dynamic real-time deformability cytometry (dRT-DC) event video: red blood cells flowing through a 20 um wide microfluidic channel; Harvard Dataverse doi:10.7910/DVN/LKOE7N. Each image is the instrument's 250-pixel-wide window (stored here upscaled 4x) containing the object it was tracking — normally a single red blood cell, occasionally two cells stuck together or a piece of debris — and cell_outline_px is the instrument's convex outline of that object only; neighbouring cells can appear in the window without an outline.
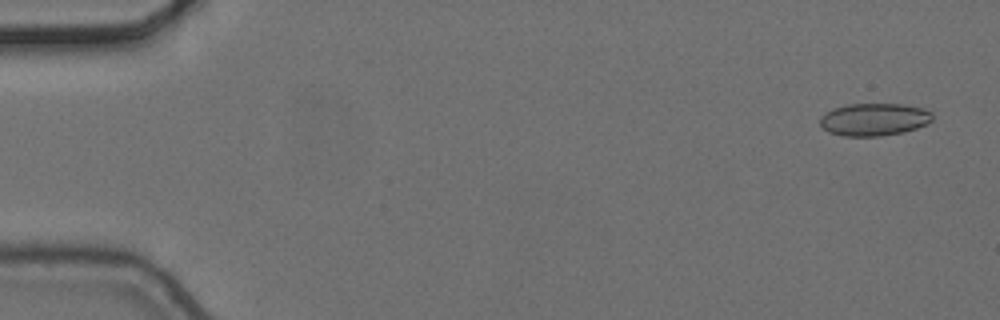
{"species": "common noctule bat (a hibernating species)", "species_latin": "Nyctalus noctula", "temperature_condition": "cold", "stored_images_in_passage": 5, "camera_frame_rate_fps": 3000, "um_per_image_px": 0.085, "animal": {"sex": "female", "body_mass_g": 24.6, "forearm_length_mm": 56.2}, "frame": {"image": 1, "passage_image": 1, "time_ms": 0.0, "image_size_px": [1000, 320], "cell_outline_px": [[932, 120], [928, 124], [904, 132], [880, 136], [844, 136], [828, 132], [820, 124], [820, 116], [824, 112], [832, 108], [848, 104], [904, 104], [924, 108], [932, 112]], "centroid_in_image_um": [74.3, 10.15], "position_along_channel_um": 10.7, "area_um2": 21.56}}
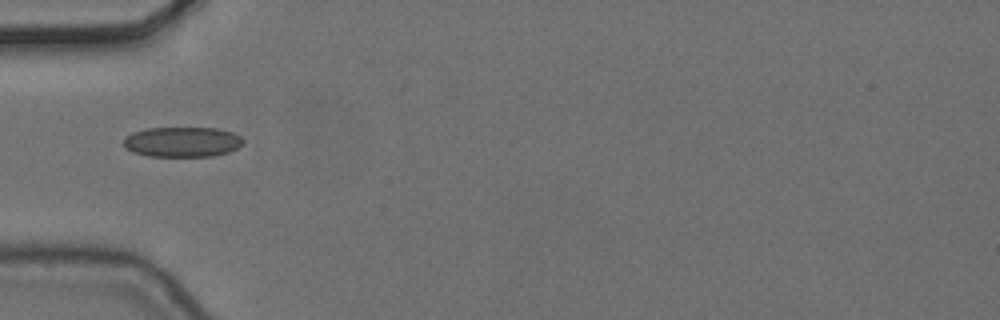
{"frame": {"image": 2, "passage_image": 5, "time_ms": 1.333, "image_size_px": [1000, 320], "cell_outline_px": [[244, 144], [228, 152], [212, 156], [148, 156], [132, 152], [124, 148], [124, 136], [132, 132], [144, 128], [216, 128], [232, 132], [240, 136], [244, 140]], "centroid_in_image_um": [15.46, 12.06], "position_along_channel_um": 69.5, "area_um2": 21.15}}